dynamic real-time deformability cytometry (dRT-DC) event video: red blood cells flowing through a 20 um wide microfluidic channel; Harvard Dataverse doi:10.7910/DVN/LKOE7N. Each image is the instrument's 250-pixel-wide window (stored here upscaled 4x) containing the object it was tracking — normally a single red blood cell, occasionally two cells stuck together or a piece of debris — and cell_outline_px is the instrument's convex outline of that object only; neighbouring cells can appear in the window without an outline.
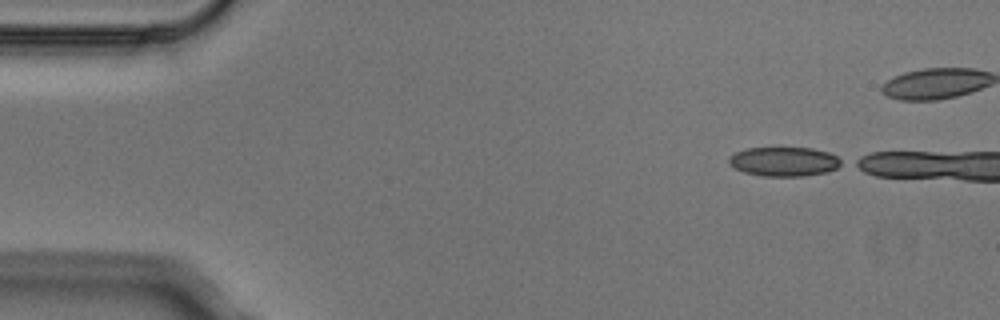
{"species": "Egyptian fruit bat (a non-hibernating species)", "species_latin": "Rousettus aegyptiacus", "temperature_condition": "cold", "stored_images_in_passage": 2, "camera_frame_rate_fps": 3000, "um_per_image_px": 0.085, "animal": {"sex": "male"}, "frame": {"image": 1, "passage_image": 1, "time_ms": 0.0, "image_size_px": [1000, 320], "cell_outline_px": [[844, 164], [836, 168], [824, 172], [800, 176], [764, 176], [744, 172], [728, 164], [728, 156], [744, 148], [812, 148], [828, 152], [844, 160]], "centroid_in_image_um": [66.64, 13.72], "position_along_channel_um": 18.4, "area_um2": 19.19}}